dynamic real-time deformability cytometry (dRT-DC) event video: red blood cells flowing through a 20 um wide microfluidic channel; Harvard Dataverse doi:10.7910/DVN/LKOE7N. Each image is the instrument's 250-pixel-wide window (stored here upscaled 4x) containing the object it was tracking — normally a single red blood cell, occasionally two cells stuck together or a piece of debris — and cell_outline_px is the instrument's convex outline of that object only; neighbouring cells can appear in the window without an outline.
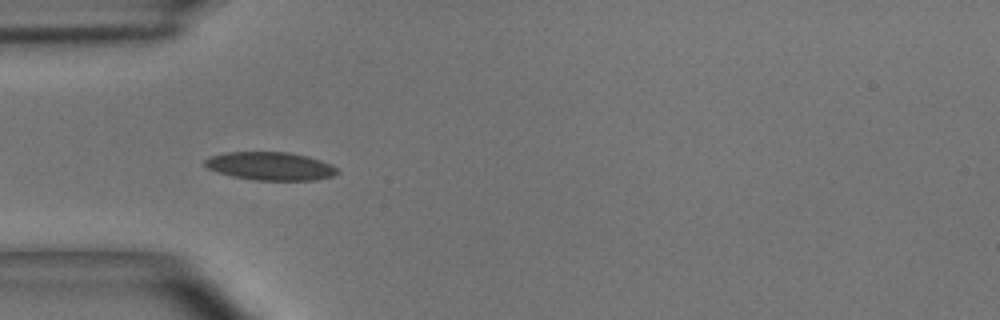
{"species": "common noctule bat (a hibernating species)", "species_latin": "Nyctalus noctula", "temperature_condition": "room temperature", "stored_images_in_passage": 30, "camera_frame_rate_fps": 3000, "um_per_image_px": 0.085, "animal": {"sex": "male", "body_mass_g": 15.6}, "frame": {"image": 1, "passage_image": 5, "time_ms": 1.333, "image_size_px": [1000, 320], "cell_outline_px": [[340, 172], [332, 176], [316, 180], [252, 180], [232, 176], [208, 168], [204, 164], [204, 160], [208, 156], [228, 152], [288, 152], [308, 156], [332, 164]], "centroid_in_image_um": [22.99, 14.12], "position_along_channel_um": 62.0, "area_um2": 21.79}, "authors_computed_cell_mechanics": {"area_um2": 18.4671, "velocity_mm_per_s": 3.6374, "shape_relaxation_time_tau1_ms": 10.808, "shape_relaxation_time_tau2_ms": 9.9022, "deformation_change_tau1": 0.2464, "deformation_change_tau2": 0.2084}}